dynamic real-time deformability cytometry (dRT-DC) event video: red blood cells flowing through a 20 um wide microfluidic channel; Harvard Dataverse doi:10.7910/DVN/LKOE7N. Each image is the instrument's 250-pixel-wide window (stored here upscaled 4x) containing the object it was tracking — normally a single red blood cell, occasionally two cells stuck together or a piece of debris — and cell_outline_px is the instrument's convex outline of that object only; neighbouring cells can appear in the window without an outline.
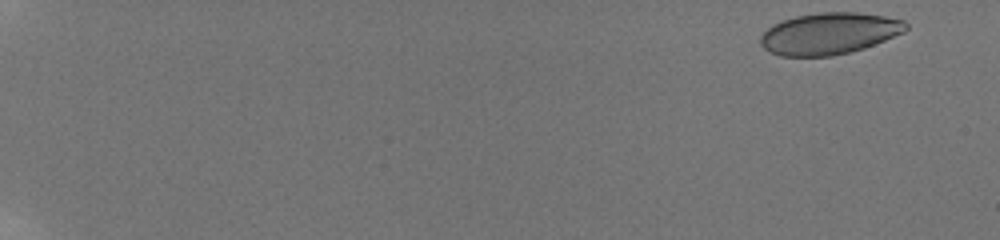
{"species": "human", "species_latin": "Homo sapiens", "temperature_condition": "room temperature", "stored_images_in_passage": 30, "camera_frame_rate_fps": 3000, "um_per_image_px": 0.085, "donor": {"sex": "male"}, "frame": {"image": 1, "passage_image": 1, "time_ms": 0.0, "image_size_px": [1000, 240], "cell_outline_px": [[908, 28], [904, 32], [864, 48], [832, 56], [780, 56], [764, 48], [760, 44], [760, 36], [772, 24], [796, 16], [820, 12], [856, 12], [884, 16], [904, 20], [908, 24]], "centroid_in_image_um": [70.48, 2.84], "position_along_channel_um": 14.5, "area_um2": 35.14}}
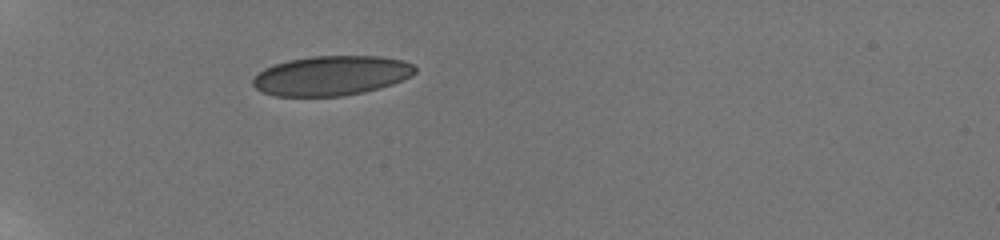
{"frame": {"image": 2, "passage_image": 16, "time_ms": 6.0, "image_size_px": [1000, 240], "cell_outline_px": [[416, 72], [392, 84], [380, 88], [364, 92], [344, 96], [276, 96], [264, 92], [256, 88], [252, 84], [252, 80], [264, 68], [272, 64], [288, 60], [312, 56], [380, 56], [404, 60], [412, 64], [416, 68]], "centroid_in_image_um": [28.16, 6.42], "position_along_channel_um": 56.8, "area_um2": 37.45}}
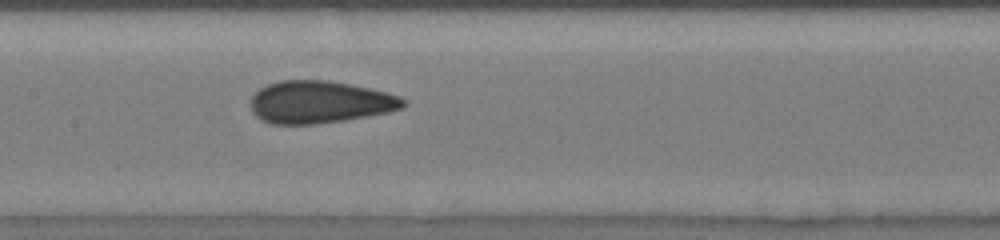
{"frame": {"image": 3, "passage_image": 27, "time_ms": 10.0, "image_size_px": [1000, 240], "cell_outline_px": [[404, 104], [400, 108], [388, 112], [344, 120], [320, 124], [272, 124], [260, 120], [252, 112], [248, 104], [252, 96], [260, 88], [268, 84], [280, 80], [328, 80], [388, 92], [400, 96], [404, 100]], "centroid_in_image_um": [27.11, 8.68], "position_along_channel_um": 180.3, "area_um2": 37.74}}